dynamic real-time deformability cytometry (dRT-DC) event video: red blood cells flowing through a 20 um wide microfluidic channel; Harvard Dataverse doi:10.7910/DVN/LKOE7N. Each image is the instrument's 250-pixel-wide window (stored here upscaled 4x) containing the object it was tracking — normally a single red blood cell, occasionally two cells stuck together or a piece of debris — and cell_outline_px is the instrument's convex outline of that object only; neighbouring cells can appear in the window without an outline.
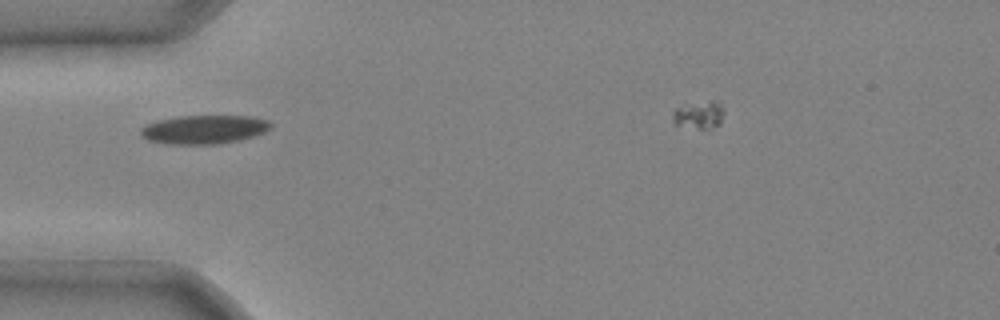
{"species": "common noctule bat (a hibernating species)", "species_latin": "Nyctalus noctula", "temperature_condition": "cold", "stored_images_in_passage": 4, "camera_frame_rate_fps": 3000, "um_per_image_px": 0.085, "animal": {"sex": "male", "body_mass_g": 20.4}, "frame": {"image": 1, "passage_image": 4, "time_ms": 1.0, "image_size_px": [1000, 320], "cell_outline_px": [[272, 128], [264, 132], [240, 140], [220, 144], [164, 144], [148, 140], [140, 136], [140, 128], [156, 120], [180, 116], [252, 116], [268, 120], [272, 124]], "centroid_in_image_um": [17.33, 11.01], "position_along_channel_um": 67.7, "area_um2": 21.96}}